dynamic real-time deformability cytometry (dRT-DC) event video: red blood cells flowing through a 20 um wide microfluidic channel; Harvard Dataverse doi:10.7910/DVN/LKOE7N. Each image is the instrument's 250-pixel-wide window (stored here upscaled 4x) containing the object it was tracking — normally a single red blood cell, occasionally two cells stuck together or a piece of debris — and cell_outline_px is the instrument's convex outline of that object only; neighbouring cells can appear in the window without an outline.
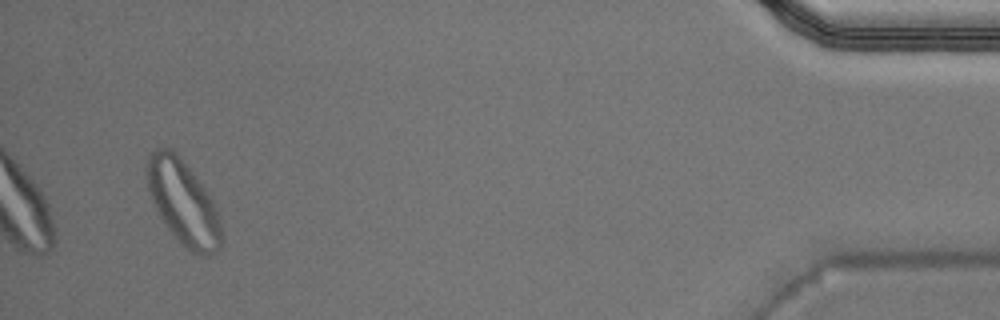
{"species": "Egyptian fruit bat (a non-hibernating species)", "species_latin": "Rousettus aegyptiacus", "temperature_condition": "warm", "stored_images_in_passage": 41, "segment_of_instrument_passage": [2, 3], "camera_frame_rate_fps": 3000, "um_per_image_px": 0.085, "animal": {"sex": "male"}, "frame": {"image": 1, "passage_image": 38, "time_ms": 12.333, "image_size_px": [1000, 320], "cell_outline_px": [[220, 244], [216, 252], [208, 256], [204, 256], [192, 252], [168, 228], [160, 216], [152, 200], [148, 188], [144, 168], [148, 156], [156, 148], [172, 148], [180, 156], [212, 196], [220, 220]], "centroid_in_image_um": [15.55, 17.14], "position_along_channel_um": 419.6, "area_um2": 36.41}}